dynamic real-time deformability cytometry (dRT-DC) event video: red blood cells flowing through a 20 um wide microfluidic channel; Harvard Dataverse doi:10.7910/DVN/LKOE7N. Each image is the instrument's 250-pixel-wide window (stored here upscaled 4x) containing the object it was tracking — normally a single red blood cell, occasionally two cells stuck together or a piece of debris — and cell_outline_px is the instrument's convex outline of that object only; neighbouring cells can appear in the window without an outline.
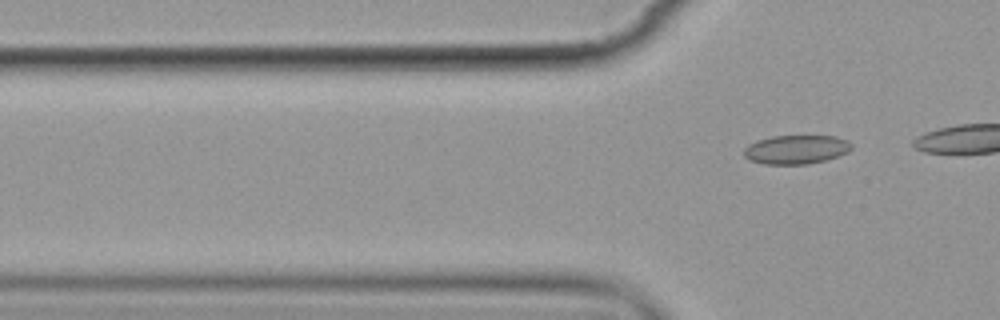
{"species": "common noctule bat (a hibernating species)", "species_latin": "Nyctalus noctula", "temperature_condition": "cold", "stored_images_in_passage": 3, "segment_of_instrument_passage": [2, 2], "camera_frame_rate_fps": 3000, "um_per_image_px": 0.085, "animal": {"sex": "female", "body_mass_g": 19.9}, "frame": {"image": 1, "passage_image": 3, "time_ms": 2.333, "image_size_px": [1000, 320], "cell_outline_px": [[852, 148], [848, 152], [824, 160], [808, 164], [764, 164], [748, 160], [744, 156], [744, 148], [748, 144], [756, 140], [772, 136], [836, 136], [848, 140], [852, 144]], "centroid_in_image_um": [67.65, 12.7], "position_along_channel_um": 58.2, "area_um2": 18.21}}